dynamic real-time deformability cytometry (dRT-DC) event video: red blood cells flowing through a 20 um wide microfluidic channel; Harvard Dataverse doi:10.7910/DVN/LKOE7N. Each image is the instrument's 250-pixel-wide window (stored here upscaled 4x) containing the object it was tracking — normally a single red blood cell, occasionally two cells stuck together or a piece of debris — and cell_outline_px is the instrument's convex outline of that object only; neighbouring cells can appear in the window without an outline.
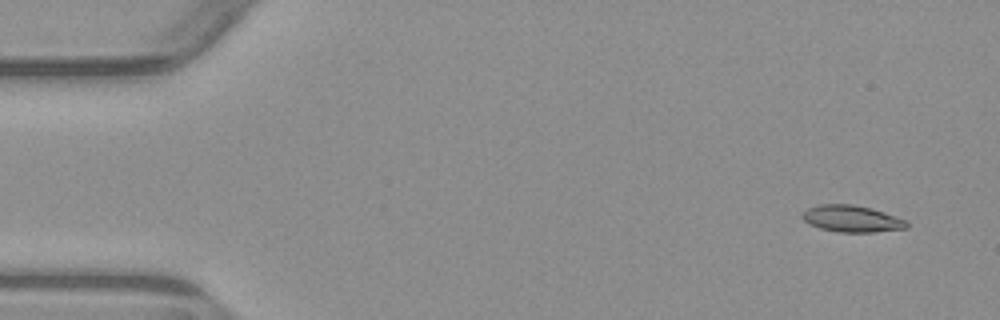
{"species": "common noctule bat (a hibernating species)", "species_latin": "Nyctalus noctula", "temperature_condition": "warm", "stored_images_in_passage": 4, "camera_frame_rate_fps": 3000, "um_per_image_px": 0.085, "animal": {"sex": "male", "body_mass_g": 23.1, "forearm_length_mm": 52.7}, "frame": {"image": 1, "passage_image": 1, "time_ms": 0.0, "image_size_px": [1000, 320], "cell_outline_px": [[908, 228], [872, 232], [836, 232], [820, 228], [808, 224], [800, 216], [808, 208], [820, 204], [852, 204], [872, 208], [908, 220]], "centroid_in_image_um": [72.41, 18.59], "position_along_channel_um": 12.6, "area_um2": 16.36}}
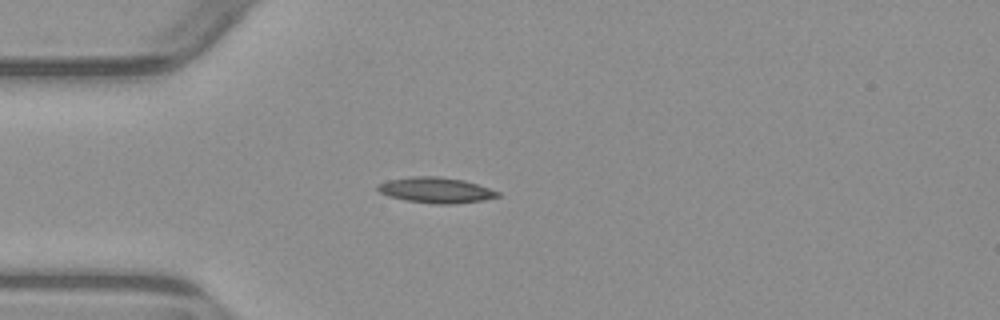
{"frame": {"image": 2, "passage_image": 4, "time_ms": 3.667, "image_size_px": [1000, 320], "cell_outline_px": [[500, 196], [480, 200], [452, 204], [432, 204], [408, 200], [388, 196], [380, 192], [376, 188], [376, 184], [388, 180], [416, 176], [436, 176], [464, 180], [500, 192]], "centroid_in_image_um": [37.01, 16.16], "position_along_channel_um": 48.0, "area_um2": 17.69}}